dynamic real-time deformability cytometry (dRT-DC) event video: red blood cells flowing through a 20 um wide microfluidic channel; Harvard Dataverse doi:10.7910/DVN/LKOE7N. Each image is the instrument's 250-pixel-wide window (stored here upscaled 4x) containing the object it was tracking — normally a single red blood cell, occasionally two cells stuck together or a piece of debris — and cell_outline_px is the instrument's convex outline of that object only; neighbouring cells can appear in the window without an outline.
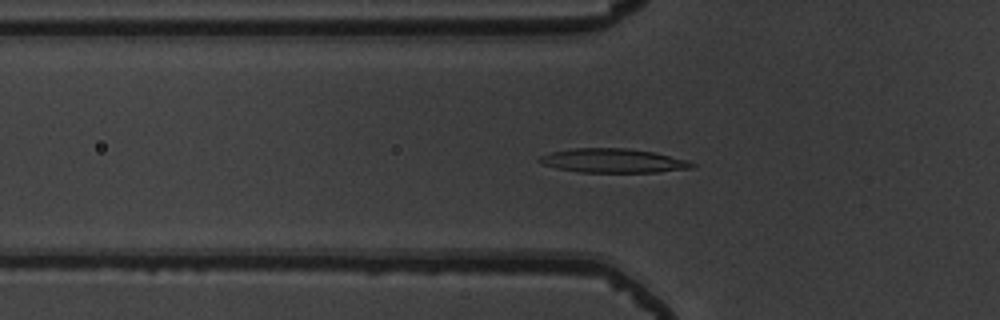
{"species": "common noctule bat (a hibernating species)", "species_latin": "Nyctalus noctula", "temperature_condition": "warm", "stored_images_in_passage": 55, "camera_frame_rate_fps": 3000, "um_per_image_px": 0.085, "animal": {"sex": "male", "body_mass_g": 19.5, "forearm_length_mm": 54.6}, "frame": {"image": 1, "passage_image": 20, "time_ms": 6.333, "image_size_px": [1000, 320], "cell_outline_px": [[696, 168], [656, 172], [580, 172], [556, 168], [544, 164], [536, 160], [540, 156], [552, 152], [572, 148], [628, 148], [652, 152], [688, 160], [696, 164]], "centroid_in_image_um": [52.14, 13.66], "position_along_channel_um": 73.7, "area_um2": 21.39}}
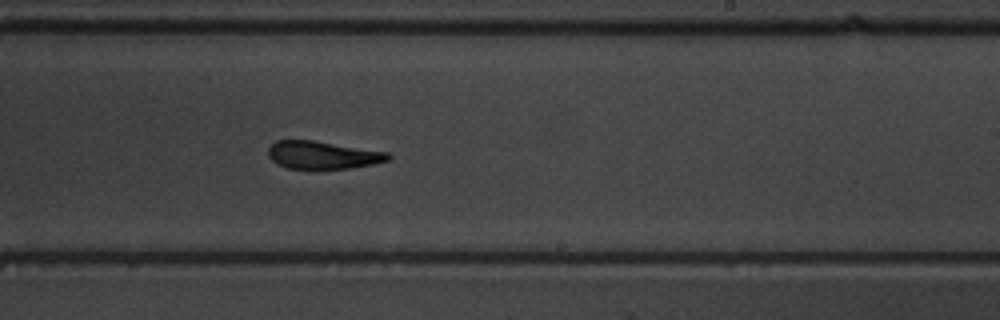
{"frame": {"image": 2, "passage_image": 35, "time_ms": 11.333, "image_size_px": [1000, 320], "cell_outline_px": [[392, 156], [388, 160], [372, 164], [348, 168], [288, 168], [276, 164], [268, 156], [268, 148], [276, 140], [316, 140], [388, 152]], "centroid_in_image_um": [27.41, 13.16], "position_along_channel_um": 261.6, "area_um2": 19.36}}
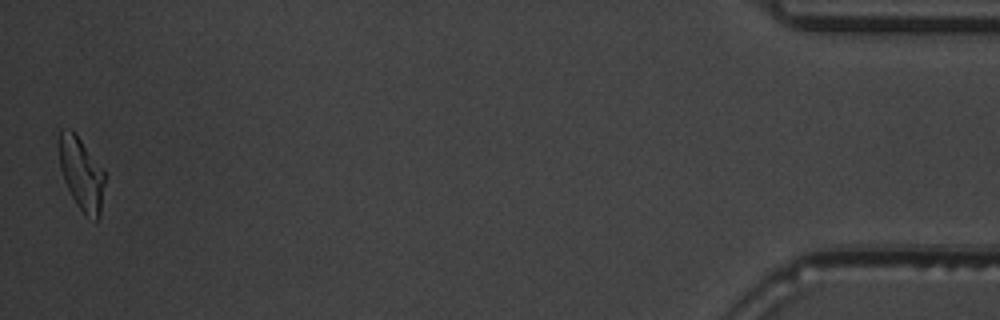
{"frame": {"image": 3, "passage_image": 55, "time_ms": 18.0, "image_size_px": [1000, 320], "cell_outline_px": [[108, 176], [100, 216], [96, 220], [84, 212], [76, 204], [64, 180], [60, 168], [56, 144], [60, 128], [72, 128], [104, 168]], "centroid_in_image_um": [6.94, 14.67], "position_along_channel_um": 428.3, "area_um2": 20.35}, "authors_computed_cell_mechanics": {"area_um2": 20.8658, "velocity_mm_per_s": 3.7543, "shape_relaxation_time_tau1_ms": 4.1557, "shape_relaxation_time_tau2_ms": 3.2329, "deformation_change_tau1": 0.161, "deformation_change_tau2": 0.1173}}